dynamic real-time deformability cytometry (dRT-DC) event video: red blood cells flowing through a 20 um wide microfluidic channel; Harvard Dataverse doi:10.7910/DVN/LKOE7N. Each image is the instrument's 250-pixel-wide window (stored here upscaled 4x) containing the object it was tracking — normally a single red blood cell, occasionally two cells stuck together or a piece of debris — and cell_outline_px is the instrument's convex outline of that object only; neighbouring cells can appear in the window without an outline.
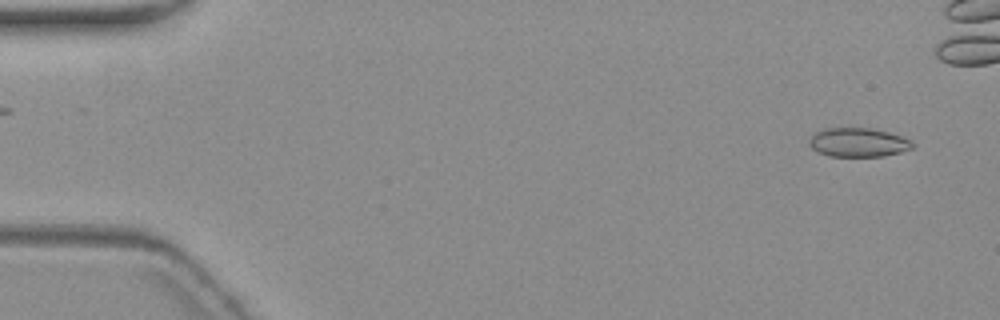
{"species": "common noctule bat (a hibernating species)", "species_latin": "Nyctalus noctula", "temperature_condition": "warm", "stored_images_in_passage": 6, "camera_frame_rate_fps": 3000, "um_per_image_px": 0.085, "animal": {"sex": "female", "body_mass_g": 19.3, "forearm_length_mm": 54.1}, "frame": {"image": 1, "passage_image": 1, "time_ms": 0.0, "image_size_px": [1000, 320], "cell_outline_px": [[912, 148], [900, 152], [884, 156], [828, 156], [812, 148], [808, 144], [808, 140], [816, 132], [824, 128], [876, 128], [912, 140]], "centroid_in_image_um": [72.94, 12.1], "position_along_channel_um": 12.1, "area_um2": 17.4}}